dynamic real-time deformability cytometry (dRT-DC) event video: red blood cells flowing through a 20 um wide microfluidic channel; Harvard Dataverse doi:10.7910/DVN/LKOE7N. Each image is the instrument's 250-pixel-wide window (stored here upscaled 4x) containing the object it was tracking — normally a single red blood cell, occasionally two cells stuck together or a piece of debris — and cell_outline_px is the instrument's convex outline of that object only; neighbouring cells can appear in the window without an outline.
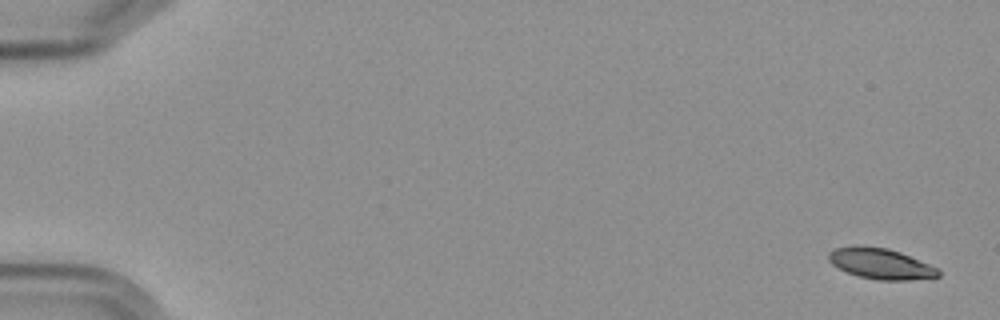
{"species": "Egyptian fruit bat (a non-hibernating species)", "species_latin": "Rousettus aegyptiacus", "temperature_condition": "cold", "stored_images_in_passage": 5, "camera_frame_rate_fps": 3000, "um_per_image_px": 0.085, "frame": {"image": 1, "passage_image": 1, "time_ms": 0.0, "image_size_px": [1000, 320], "cell_outline_px": [[940, 276], [908, 280], [876, 280], [860, 276], [848, 272], [832, 264], [828, 260], [828, 252], [836, 248], [856, 244], [888, 248], [900, 252], [928, 264], [936, 268], [940, 272]], "centroid_in_image_um": [74.81, 22.39], "position_along_channel_um": 10.2, "area_um2": 19.54}}
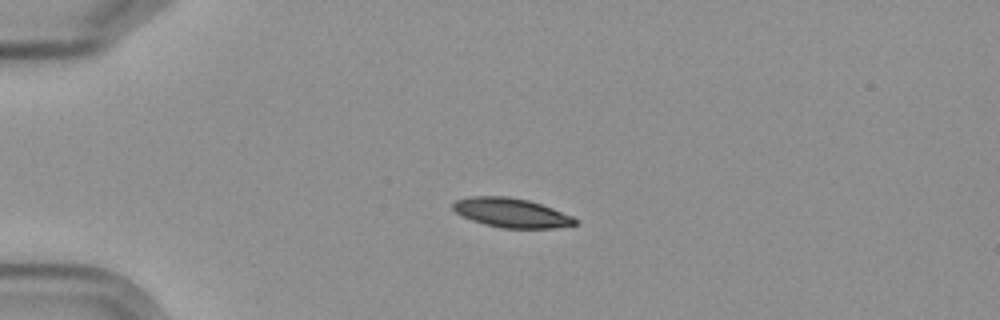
{"frame": {"image": 2, "passage_image": 4, "time_ms": 4.333, "image_size_px": [1000, 320], "cell_outline_px": [[576, 224], [552, 228], [500, 228], [484, 224], [472, 220], [456, 212], [452, 208], [452, 204], [456, 200], [472, 196], [508, 196], [528, 200], [552, 208], [572, 216], [576, 220]], "centroid_in_image_um": [43.44, 18.08], "position_along_channel_um": 41.6, "area_um2": 20.63}}